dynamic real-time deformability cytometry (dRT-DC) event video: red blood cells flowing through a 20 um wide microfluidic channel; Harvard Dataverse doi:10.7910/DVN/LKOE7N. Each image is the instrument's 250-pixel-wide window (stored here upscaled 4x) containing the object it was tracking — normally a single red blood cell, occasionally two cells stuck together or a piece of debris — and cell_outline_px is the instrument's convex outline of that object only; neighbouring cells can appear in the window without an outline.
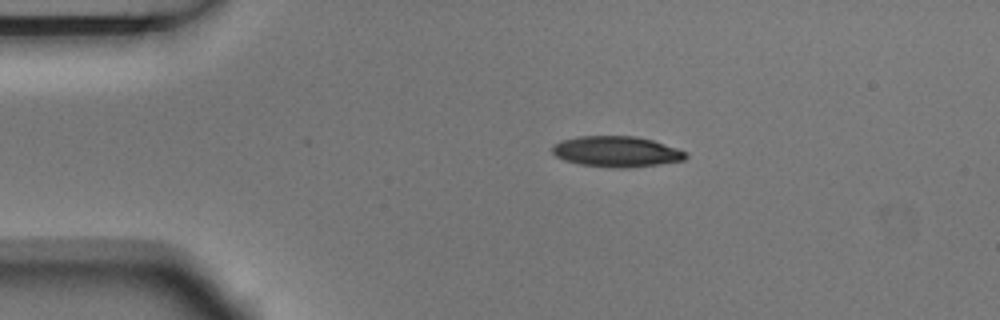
{"species": "Egyptian fruit bat (a non-hibernating species)", "species_latin": "Rousettus aegyptiacus", "temperature_condition": "room temperature", "stored_images_in_passage": 4, "camera_frame_rate_fps": 3000, "um_per_image_px": 0.085, "animal": {"sex": "male"}, "frame": {"image": 1, "passage_image": 2, "time_ms": 0.333, "image_size_px": [1000, 320], "cell_outline_px": [[688, 156], [684, 160], [628, 168], [612, 168], [580, 164], [564, 160], [556, 156], [552, 152], [552, 144], [560, 140], [580, 136], [636, 136], [652, 140], [688, 152]], "centroid_in_image_um": [52.38, 12.88], "position_along_channel_um": 32.6, "area_um2": 23.93}}
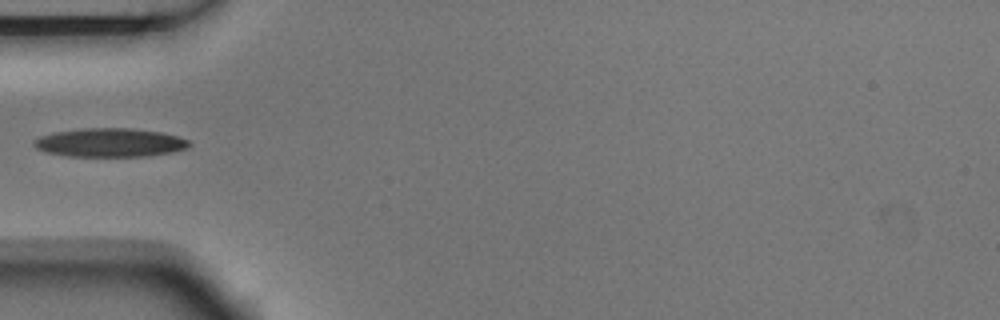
{"frame": {"image": 2, "passage_image": 4, "time_ms": 1.0, "image_size_px": [1000, 320], "cell_outline_px": [[192, 144], [188, 148], [172, 152], [148, 156], [68, 156], [44, 152], [36, 148], [32, 144], [32, 140], [40, 136], [56, 132], [84, 128], [132, 128], [160, 132], [176, 136], [188, 140]], "centroid_in_image_um": [9.33, 12.12], "position_along_channel_um": 75.7, "area_um2": 26.01}}